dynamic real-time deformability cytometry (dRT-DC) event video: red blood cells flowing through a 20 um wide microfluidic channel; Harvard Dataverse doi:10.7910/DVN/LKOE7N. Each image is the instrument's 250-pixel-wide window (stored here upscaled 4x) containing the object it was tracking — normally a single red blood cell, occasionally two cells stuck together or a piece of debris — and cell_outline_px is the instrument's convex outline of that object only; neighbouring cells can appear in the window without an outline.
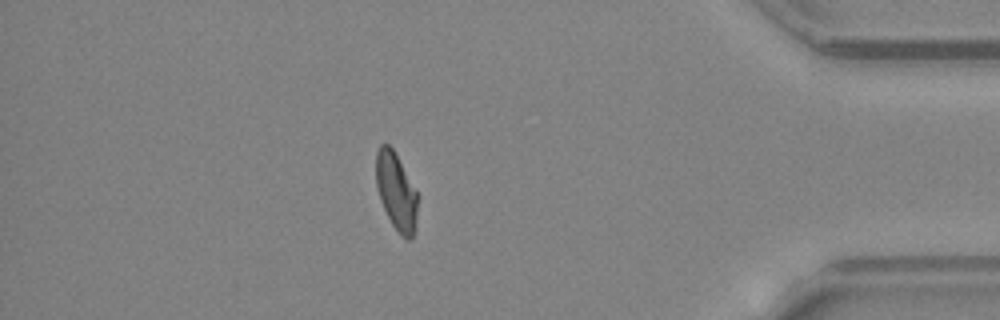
{"species": "common noctule bat (a hibernating species)", "species_latin": "Nyctalus noctula", "temperature_condition": "warm", "stored_images_in_passage": 41, "camera_frame_rate_fps": 3000, "um_per_image_px": 0.085, "animal": {"sex": "female", "body_mass_g": 24.6, "forearm_length_mm": 56.2}, "frame": {"image": 1, "passage_image": 35, "time_ms": 11.333, "image_size_px": [1000, 320], "cell_outline_px": [[416, 228], [412, 240], [408, 240], [400, 236], [392, 224], [380, 200], [376, 188], [376, 152], [380, 144], [388, 144], [392, 148], [416, 192]], "centroid_in_image_um": [33.65, 16.32], "position_along_channel_um": 401.5, "area_um2": 18.44}, "authors_computed_cell_mechanics": {"area_um2": 19.652, "velocity_mm_per_s": 4.3734, "shape_relaxation_time_tau1_ms": 7.4597, "shape_relaxation_time_tau2_ms": 2.5761, "deformation_change_tau1": 0.2302, "deformation_change_tau2": 0.091}}